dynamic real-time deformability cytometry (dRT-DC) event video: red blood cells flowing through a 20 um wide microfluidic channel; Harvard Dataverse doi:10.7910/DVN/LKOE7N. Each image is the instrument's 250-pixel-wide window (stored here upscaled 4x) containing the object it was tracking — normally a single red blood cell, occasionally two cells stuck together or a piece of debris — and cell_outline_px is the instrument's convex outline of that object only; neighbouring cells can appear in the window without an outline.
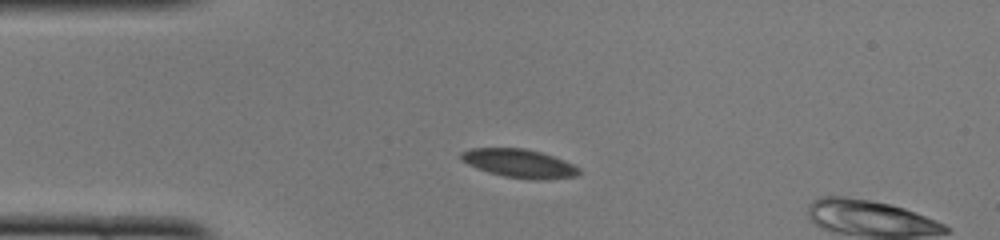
{"species": "common noctule bat (a hibernating species)", "species_latin": "Nyctalus noctula", "temperature_condition": "cold", "stored_images_in_passage": 12, "camera_frame_rate_fps": 3000, "um_per_image_px": 0.085, "animal": {"sex": "female", "body_mass_g": 22.0, "forearm_length_mm": 56.7}, "frame": {"image": 1, "passage_image": 9, "time_ms": 2.667, "image_size_px": [1000, 240], "cell_outline_px": [[580, 172], [576, 176], [536, 180], [504, 176], [488, 172], [468, 164], [460, 160], [460, 152], [472, 148], [524, 148], [540, 152], [564, 160], [580, 168]], "centroid_in_image_um": [44.11, 13.88], "position_along_channel_um": 40.9, "area_um2": 19.42}}